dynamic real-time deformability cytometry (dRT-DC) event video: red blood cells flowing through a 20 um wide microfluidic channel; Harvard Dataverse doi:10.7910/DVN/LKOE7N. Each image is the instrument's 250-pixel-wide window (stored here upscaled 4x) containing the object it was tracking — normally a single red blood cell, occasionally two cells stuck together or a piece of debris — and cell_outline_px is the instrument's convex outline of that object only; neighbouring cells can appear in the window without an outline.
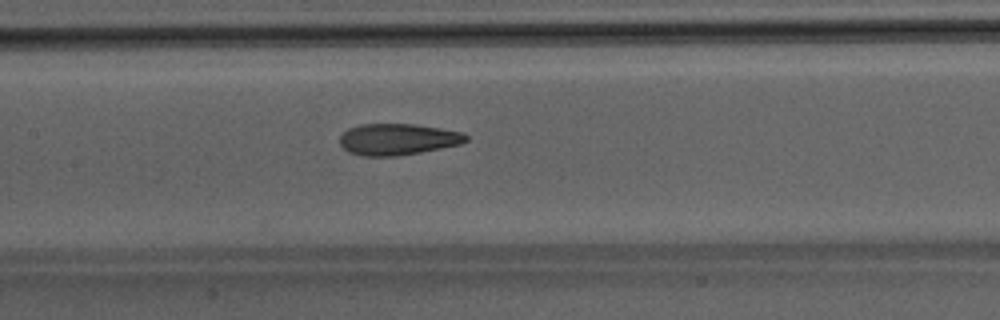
{"species": "Egyptian fruit bat (a non-hibernating species)", "species_latin": "Rousettus aegyptiacus", "temperature_condition": "room temperature", "stored_images_in_passage": 39, "camera_frame_rate_fps": 3000, "um_per_image_px": 0.085, "animal": {"sex": "male"}, "frame": {"image": 1, "passage_image": 16, "time_ms": 5.0, "image_size_px": [1000, 320], "cell_outline_px": [[468, 140], [460, 144], [420, 152], [396, 156], [364, 156], [348, 152], [340, 144], [340, 136], [348, 128], [360, 124], [416, 124], [464, 132], [468, 136]], "centroid_in_image_um": [33.81, 11.83], "position_along_channel_um": 173.6, "area_um2": 23.12}}
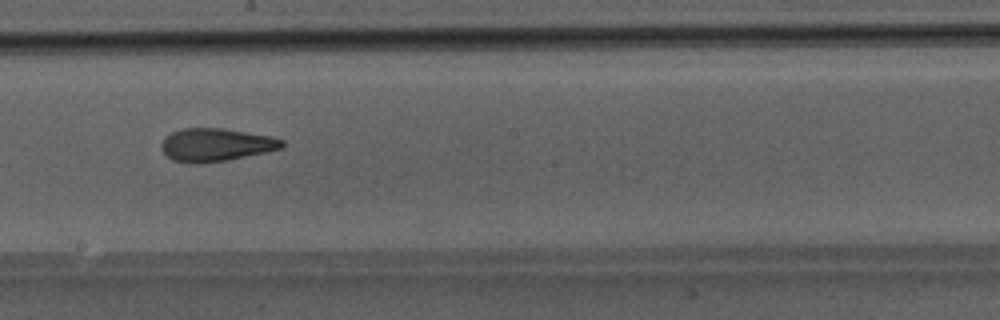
{"frame": {"image": 2, "passage_image": 20, "time_ms": 6.333, "image_size_px": [1000, 320], "cell_outline_px": [[284, 144], [280, 148], [268, 152], [228, 160], [200, 164], [192, 164], [172, 160], [160, 148], [160, 144], [164, 136], [180, 128], [224, 128], [272, 136], [284, 140]], "centroid_in_image_um": [18.33, 12.31], "position_along_channel_um": 229.9, "area_um2": 23.58}}
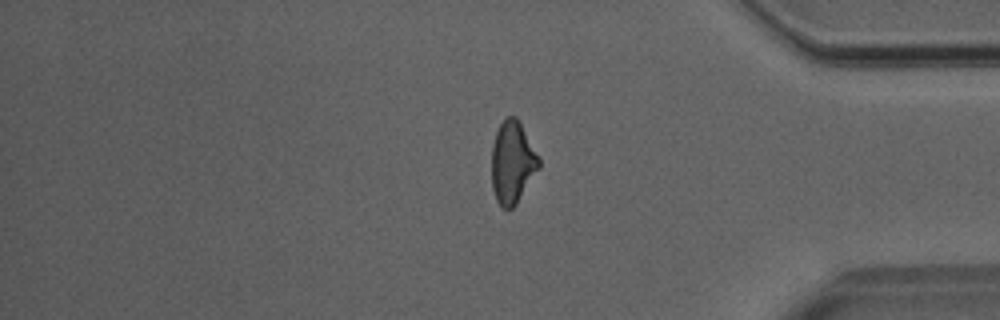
{"frame": {"image": 3, "passage_image": 33, "time_ms": 10.667, "image_size_px": [1000, 320], "cell_outline_px": [[540, 168], [516, 204], [512, 208], [504, 208], [496, 200], [492, 188], [492, 144], [496, 132], [500, 124], [508, 116], [516, 116], [540, 156]], "centroid_in_image_um": [43.57, 13.8], "position_along_channel_um": 391.6, "area_um2": 22.72}}